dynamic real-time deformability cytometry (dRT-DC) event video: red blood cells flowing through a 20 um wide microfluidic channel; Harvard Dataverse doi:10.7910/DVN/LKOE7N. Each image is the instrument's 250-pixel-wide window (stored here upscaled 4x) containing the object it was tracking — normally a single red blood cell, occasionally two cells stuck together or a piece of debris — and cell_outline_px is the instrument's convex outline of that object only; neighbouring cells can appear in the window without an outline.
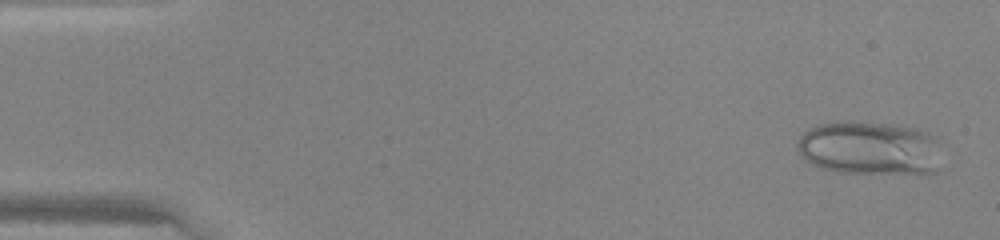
{"species": "human", "species_latin": "Homo sapiens", "temperature_condition": "warm", "stored_images_in_passage": 46, "camera_frame_rate_fps": 3000, "um_per_image_px": 0.085, "donor": {"sex": "female"}, "frame": {"image": 1, "passage_image": 2, "time_ms": 0.333, "image_size_px": [1000, 240], "cell_outline_px": [[940, 136], [936, 172], [928, 176], [836, 172], [820, 168], [808, 164], [796, 148], [796, 144], [800, 136], [804, 132], [816, 124], [832, 120], [848, 120], [888, 124], [916, 128]], "centroid_in_image_um": [73.93, 12.61], "position_along_channel_um": 11.1, "area_um2": 47.11}}
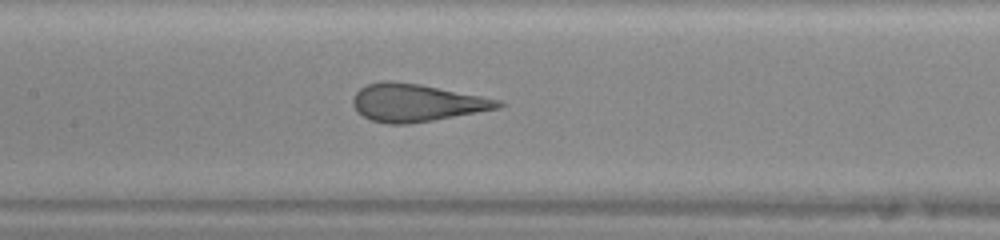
{"frame": {"image": 2, "passage_image": 22, "time_ms": 7.0, "image_size_px": [1000, 240], "cell_outline_px": [[504, 104], [500, 108], [432, 120], [408, 124], [388, 124], [372, 120], [356, 112], [352, 104], [352, 96], [360, 88], [368, 84], [384, 80], [392, 80], [420, 84], [504, 100]], "centroid_in_image_um": [35.39, 8.72], "position_along_channel_um": 172.0, "area_um2": 31.96}}
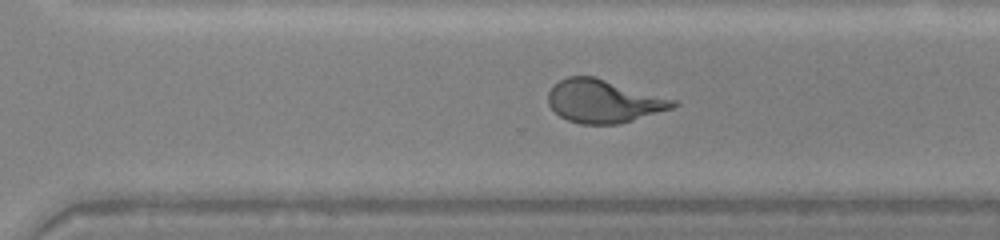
{"frame": {"image": 3, "passage_image": 32, "time_ms": 10.333, "image_size_px": [1000, 240], "cell_outline_px": [[680, 104], [672, 108], [620, 124], [580, 124], [568, 120], [560, 116], [548, 104], [548, 92], [560, 80], [568, 76], [592, 76], [676, 100]], "centroid_in_image_um": [51.3, 8.61], "position_along_channel_um": 319.3, "area_um2": 30.98}}